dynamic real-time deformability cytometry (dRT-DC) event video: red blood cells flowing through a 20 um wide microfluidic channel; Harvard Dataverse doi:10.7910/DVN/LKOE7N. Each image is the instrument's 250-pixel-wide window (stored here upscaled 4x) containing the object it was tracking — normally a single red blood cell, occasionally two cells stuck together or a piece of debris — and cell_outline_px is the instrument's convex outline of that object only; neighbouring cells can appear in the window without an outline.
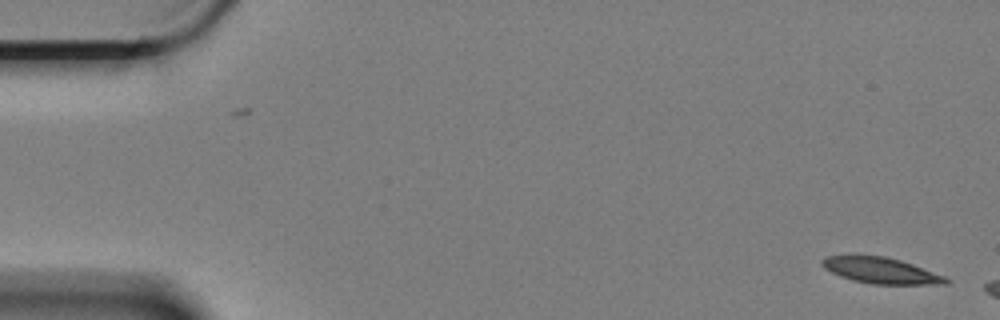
{"species": "Egyptian fruit bat (a non-hibernating species)", "species_latin": "Rousettus aegyptiacus", "temperature_condition": "cold", "stored_images_in_passage": 2, "camera_frame_rate_fps": 3000, "um_per_image_px": 0.085, "animal": {"sex": "female"}, "frame": {"image": 1, "passage_image": 2, "time_ms": 0.333, "image_size_px": [1000, 320], "cell_outline_px": [[952, 280], [948, 284], [872, 284], [852, 280], [840, 276], [824, 268], [820, 264], [820, 260], [824, 256], [848, 252], [856, 252], [884, 256], [900, 260], [912, 264], [944, 276]], "centroid_in_image_um": [74.75, 22.93], "position_along_channel_um": 10.2, "area_um2": 19.59}}